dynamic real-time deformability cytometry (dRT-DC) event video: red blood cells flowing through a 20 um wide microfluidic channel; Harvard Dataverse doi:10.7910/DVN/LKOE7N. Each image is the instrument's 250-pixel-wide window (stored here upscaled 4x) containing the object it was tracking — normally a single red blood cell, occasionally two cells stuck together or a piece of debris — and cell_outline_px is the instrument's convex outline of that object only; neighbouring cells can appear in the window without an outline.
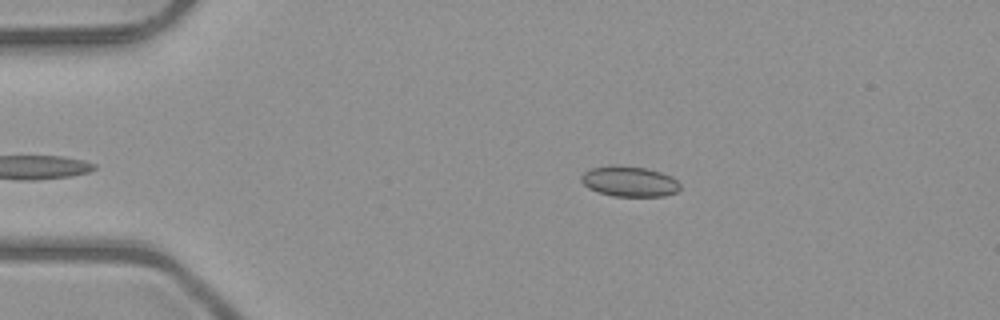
{"species": "common noctule bat (a hibernating species)", "species_latin": "Nyctalus noctula", "temperature_condition": "room temperature", "stored_images_in_passage": 38, "camera_frame_rate_fps": 3000, "um_per_image_px": 0.085, "animal": {"sex": "male", "body_mass_g": 23.1, "forearm_length_mm": 52.7}, "frame": {"image": 1, "passage_image": 3, "time_ms": 0.667, "image_size_px": [1000, 320], "cell_outline_px": [[680, 188], [676, 192], [664, 196], [612, 196], [588, 188], [580, 180], [580, 176], [584, 172], [592, 168], [612, 164], [644, 168], [660, 172], [676, 180], [680, 184]], "centroid_in_image_um": [53.46, 15.42], "position_along_channel_um": 31.5, "area_um2": 17.4}}
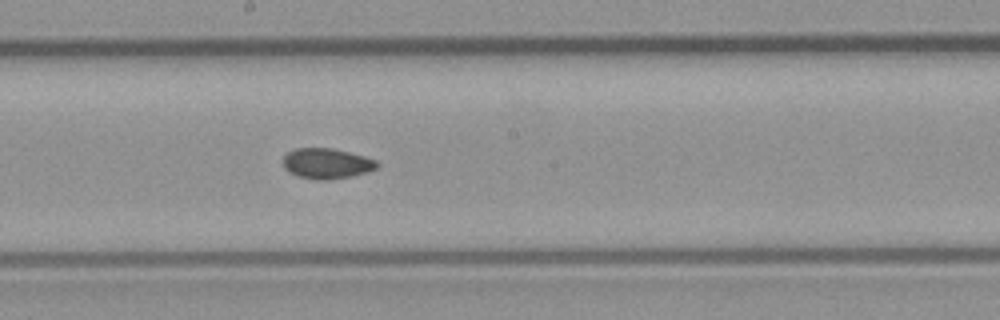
{"frame": {"image": 2, "passage_image": 21, "time_ms": 6.667, "image_size_px": [1000, 320], "cell_outline_px": [[380, 164], [376, 168], [364, 172], [348, 176], [328, 180], [316, 180], [300, 176], [288, 172], [284, 168], [284, 156], [288, 152], [296, 148], [332, 148], [364, 156], [376, 160]], "centroid_in_image_um": [27.75, 13.89], "position_along_channel_um": 220.5, "area_um2": 16.42}}
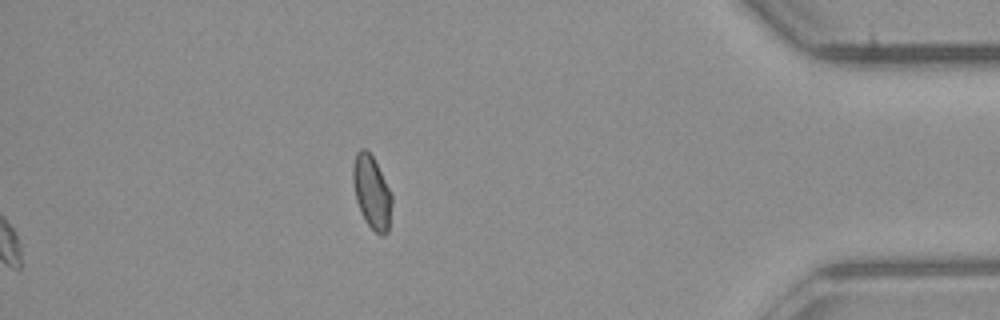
{"frame": {"image": 3, "passage_image": 38, "time_ms": 12.333, "image_size_px": [1000, 320], "cell_outline_px": [[392, 204], [388, 232], [384, 236], [376, 232], [368, 224], [356, 200], [352, 180], [352, 168], [356, 152], [360, 148], [364, 148], [372, 156], [392, 196]], "centroid_in_image_um": [31.59, 16.33], "position_along_channel_um": 403.6, "area_um2": 16.18}, "authors_computed_cell_mechanics": {"area_um2": 16.6175, "velocity_mm_per_s": 4.0368, "shape_relaxation_time_tau1_ms": null, "shape_relaxation_time_tau2_ms": 2.1415, "deformation_change_tau1": null, "deformation_change_tau2": 0.0546}}